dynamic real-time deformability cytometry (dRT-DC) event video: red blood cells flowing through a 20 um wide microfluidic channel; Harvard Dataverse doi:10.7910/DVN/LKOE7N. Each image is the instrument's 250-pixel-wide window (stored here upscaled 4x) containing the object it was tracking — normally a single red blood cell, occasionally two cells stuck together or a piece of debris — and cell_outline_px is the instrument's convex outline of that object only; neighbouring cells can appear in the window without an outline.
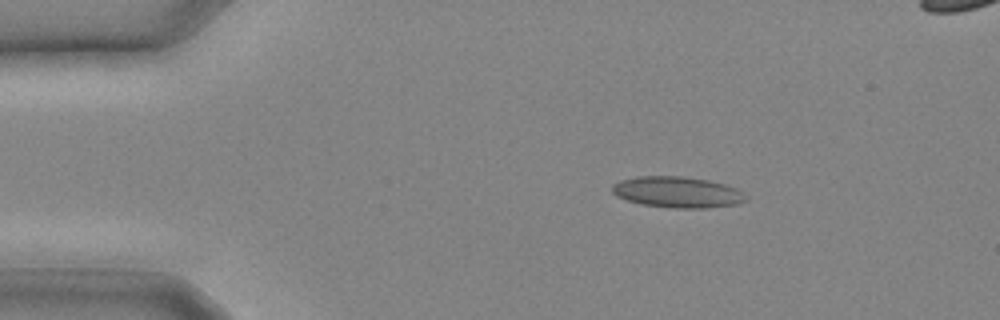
{"species": "common noctule bat (a hibernating species)", "species_latin": "Nyctalus noctula", "temperature_condition": "cold", "stored_images_in_passage": 8, "camera_frame_rate_fps": 3000, "um_per_image_px": 0.085, "animal": {"sex": "male", "body_mass_g": 20.4}, "frame": {"image": 1, "passage_image": 1, "time_ms": 0.0, "image_size_px": [1000, 320], "cell_outline_px": [[748, 200], [736, 204], [708, 208], [676, 208], [644, 204], [628, 200], [616, 196], [612, 192], [612, 184], [620, 180], [636, 176], [684, 176], [708, 180], [724, 184], [736, 188]], "centroid_in_image_um": [57.55, 16.32], "position_along_channel_um": 27.4, "area_um2": 24.04}}
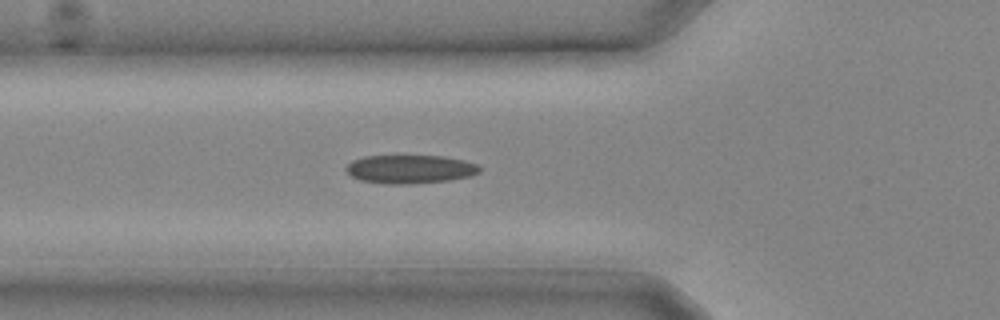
{"frame": {"image": 2, "passage_image": 6, "time_ms": 1.667, "image_size_px": [1000, 320], "cell_outline_px": [[480, 172], [468, 176], [448, 180], [400, 184], [388, 184], [360, 180], [352, 176], [344, 168], [352, 160], [364, 156], [400, 152], [444, 156], [464, 160], [476, 164], [480, 168]], "centroid_in_image_um": [34.79, 14.3], "position_along_channel_um": 91.0, "area_um2": 23.06}}
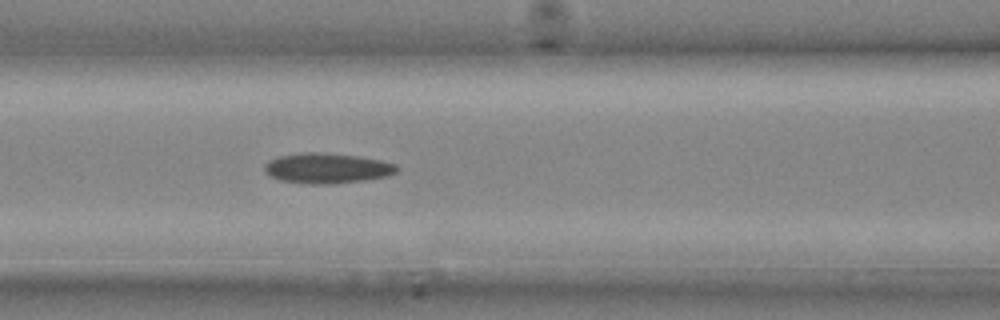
{"frame": {"image": 3, "passage_image": 8, "time_ms": 2.333, "image_size_px": [1000, 320], "cell_outline_px": [[400, 168], [396, 172], [388, 176], [364, 180], [316, 184], [308, 184], [280, 180], [272, 176], [264, 168], [264, 164], [268, 160], [280, 156], [300, 152], [324, 152], [356, 156], [380, 160], [396, 164]], "centroid_in_image_um": [27.81, 14.28], "position_along_channel_um": 138.8, "area_um2": 23.12}}